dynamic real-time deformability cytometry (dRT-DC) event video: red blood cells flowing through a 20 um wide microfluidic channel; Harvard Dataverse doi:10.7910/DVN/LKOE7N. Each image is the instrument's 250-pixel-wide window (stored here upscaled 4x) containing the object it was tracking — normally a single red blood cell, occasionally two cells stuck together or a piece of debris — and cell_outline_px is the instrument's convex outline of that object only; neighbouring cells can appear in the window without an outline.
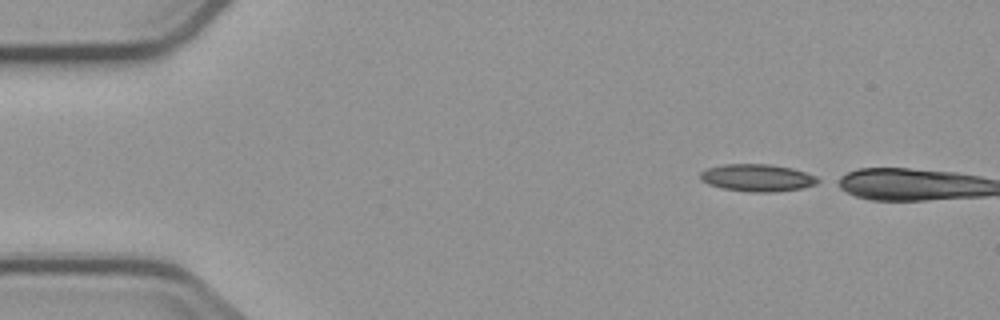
{"species": "common noctule bat (a hibernating species)", "species_latin": "Nyctalus noctula", "temperature_condition": "cold", "stored_images_in_passage": 4, "camera_frame_rate_fps": 3000, "um_per_image_px": 0.085, "animal": {"sex": "male", "body_mass_g": 23.1, "forearm_length_mm": 52.7}, "frame": {"image": 1, "passage_image": 1, "time_ms": 0.0, "image_size_px": [1000, 320], "cell_outline_px": [[824, 180], [816, 184], [800, 188], [772, 192], [752, 192], [720, 188], [708, 184], [700, 180], [700, 172], [708, 168], [724, 164], [768, 164], [792, 168], [816, 176]], "centroid_in_image_um": [64.37, 15.11], "position_along_channel_um": 20.6, "area_um2": 18.73}}
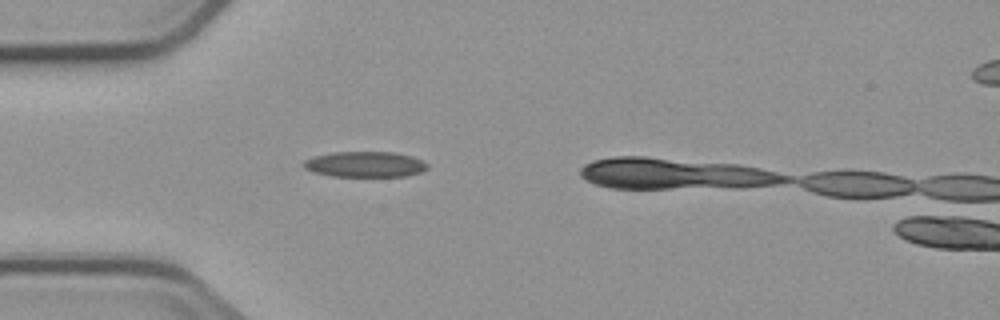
{"frame": {"image": 2, "passage_image": 3, "time_ms": 3.0, "image_size_px": [1000, 320], "cell_outline_px": [[428, 168], [420, 172], [404, 176], [332, 176], [316, 172], [304, 168], [300, 164], [304, 160], [316, 156], [332, 152], [392, 152], [412, 156], [428, 164]], "centroid_in_image_um": [31.01, 13.96], "position_along_channel_um": 54.0, "area_um2": 18.32}}